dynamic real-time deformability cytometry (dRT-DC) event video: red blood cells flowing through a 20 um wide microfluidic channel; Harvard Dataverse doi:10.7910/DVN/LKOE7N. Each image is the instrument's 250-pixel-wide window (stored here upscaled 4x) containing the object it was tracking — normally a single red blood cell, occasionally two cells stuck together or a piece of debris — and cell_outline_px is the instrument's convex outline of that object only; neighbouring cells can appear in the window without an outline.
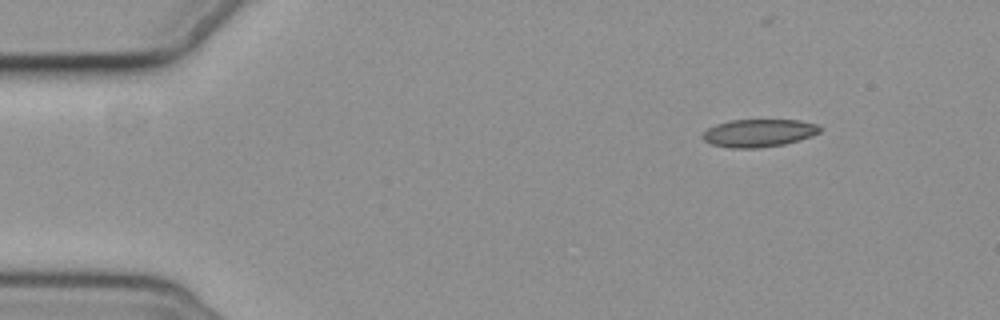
{"species": "common noctule bat (a hibernating species)", "species_latin": "Nyctalus noctula", "temperature_condition": "cold", "stored_images_in_passage": 5, "camera_frame_rate_fps": 3000, "um_per_image_px": 0.085, "animal": {"sex": "female", "body_mass_g": 19.3, "forearm_length_mm": 54.1}, "frame": {"image": 1, "passage_image": 5, "time_ms": 4.667, "image_size_px": [1000, 320], "cell_outline_px": [[820, 132], [812, 136], [800, 140], [784, 144], [756, 148], [732, 148], [712, 144], [704, 140], [700, 136], [708, 128], [716, 124], [728, 120], [800, 120], [816, 124], [820, 128]], "centroid_in_image_um": [64.48, 11.3], "position_along_channel_um": 20.5, "area_um2": 18.96}}